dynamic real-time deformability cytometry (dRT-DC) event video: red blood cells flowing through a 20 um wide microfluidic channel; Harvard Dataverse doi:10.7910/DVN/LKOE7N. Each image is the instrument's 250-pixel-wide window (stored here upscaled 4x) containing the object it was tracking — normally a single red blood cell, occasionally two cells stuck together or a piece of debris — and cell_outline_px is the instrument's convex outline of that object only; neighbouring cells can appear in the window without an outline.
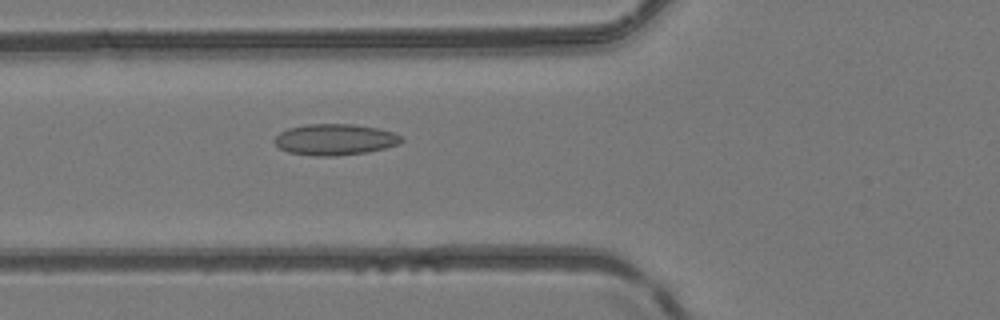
{"species": "common noctule bat (a hibernating species)", "species_latin": "Nyctalus noctula", "temperature_condition": "room temperature", "stored_images_in_passage": 51, "camera_frame_rate_fps": 3000, "um_per_image_px": 0.085, "animal": {"sex": "female", "body_mass_g": 24.6, "forearm_length_mm": 56.2}, "frame": {"image": 1, "passage_image": 20, "time_ms": 6.333, "image_size_px": [1000, 320], "cell_outline_px": [[404, 140], [396, 144], [384, 148], [368, 152], [336, 156], [312, 156], [288, 152], [280, 148], [272, 140], [280, 132], [288, 128], [304, 124], [352, 124], [380, 128], [392, 132], [400, 136]], "centroid_in_image_um": [28.43, 11.86], "position_along_channel_um": 97.4, "area_um2": 23.12}}
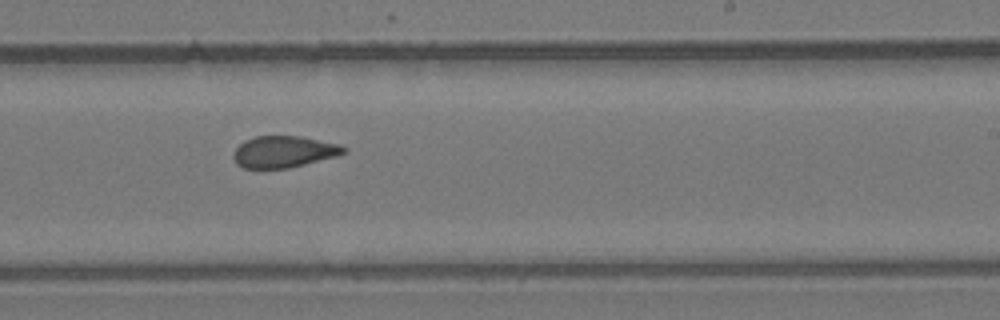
{"frame": {"image": 2, "passage_image": 32, "time_ms": 10.333, "image_size_px": [1000, 320], "cell_outline_px": [[348, 152], [340, 156], [288, 168], [244, 168], [236, 164], [232, 156], [232, 152], [244, 140], [256, 136], [300, 136], [340, 144], [348, 148]], "centroid_in_image_um": [24.16, 12.9], "position_along_channel_um": 264.8, "area_um2": 20.63}}
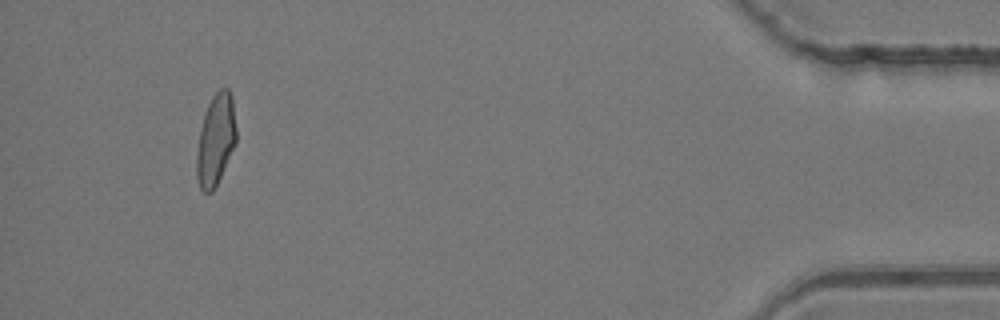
{"frame": {"image": 3, "passage_image": 48, "time_ms": 15.667, "image_size_px": [1000, 320], "cell_outline_px": [[236, 140], [220, 176], [212, 192], [204, 192], [200, 188], [196, 176], [196, 152], [200, 128], [204, 112], [212, 96], [220, 88], [228, 88], [232, 96], [236, 128]], "centroid_in_image_um": [18.31, 11.84], "position_along_channel_um": 416.9, "area_um2": 20.92}, "authors_computed_cell_mechanics": {"area_um2": 21.5016, "velocity_mm_per_s": 4.1829, "shape_relaxation_time_tau1_ms": null, "shape_relaxation_time_tau2_ms": 2.0746, "deformation_change_tau1": null, "deformation_change_tau2": 0.0841}}